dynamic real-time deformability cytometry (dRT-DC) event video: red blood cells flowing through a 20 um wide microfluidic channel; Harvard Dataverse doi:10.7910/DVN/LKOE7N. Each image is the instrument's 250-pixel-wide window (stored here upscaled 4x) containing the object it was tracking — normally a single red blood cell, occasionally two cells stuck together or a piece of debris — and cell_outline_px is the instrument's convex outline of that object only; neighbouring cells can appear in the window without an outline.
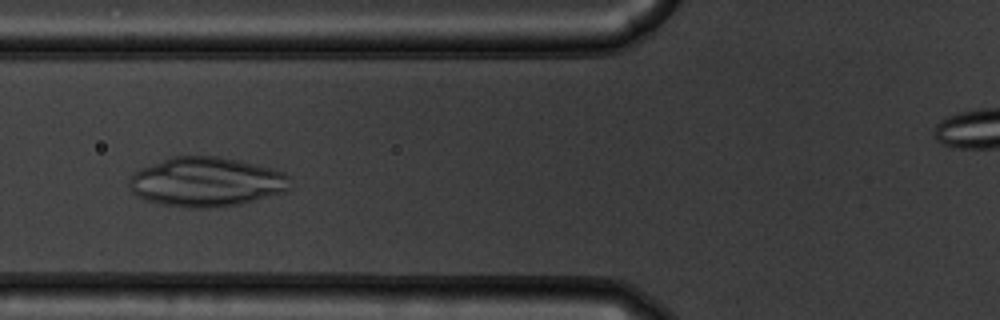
{"species": "common noctule bat (a hibernating species)", "species_latin": "Nyctalus noctula", "temperature_condition": "warm", "stored_images_in_passage": 40, "camera_frame_rate_fps": 3000, "um_per_image_px": 0.085, "animal": {"sex": "male", "body_mass_g": 19.5, "forearm_length_mm": 54.6}, "frame": {"image": 1, "passage_image": 12, "time_ms": 3.667, "image_size_px": [1000, 320], "cell_outline_px": [[288, 188], [284, 192], [240, 204], [216, 208], [184, 208], [160, 204], [144, 200], [132, 192], [128, 184], [128, 180], [140, 168], [172, 156], [216, 156], [240, 160], [272, 168], [284, 172], [288, 176]], "centroid_in_image_um": [17.51, 15.47], "position_along_channel_um": 108.3, "area_um2": 46.53}}